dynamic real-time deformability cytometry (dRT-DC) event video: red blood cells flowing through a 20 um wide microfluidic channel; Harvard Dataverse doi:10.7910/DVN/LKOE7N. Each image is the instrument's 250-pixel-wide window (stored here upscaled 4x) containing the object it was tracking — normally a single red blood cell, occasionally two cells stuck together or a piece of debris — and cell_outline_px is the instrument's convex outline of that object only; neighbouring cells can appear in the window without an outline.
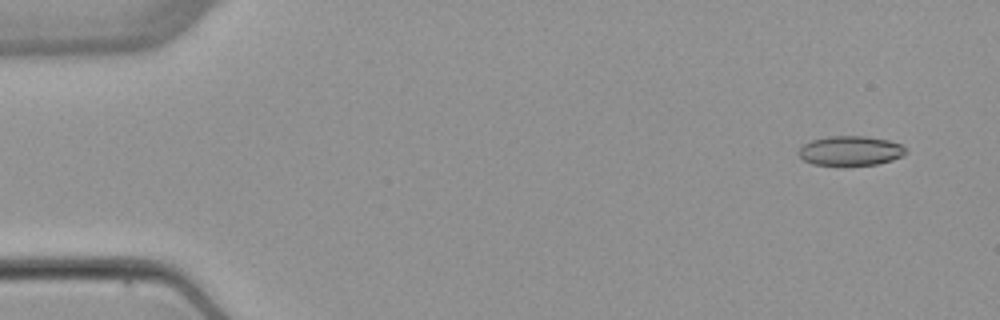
{"species": "common noctule bat (a hibernating species)", "species_latin": "Nyctalus noctula", "temperature_condition": "warm", "stored_images_in_passage": 5, "camera_frame_rate_fps": 3000, "um_per_image_px": 0.085, "animal": {"sex": "female", "body_mass_g": 22.7, "forearm_length_mm": 54.2}, "frame": {"image": 1, "passage_image": 1, "time_ms": 0.0, "image_size_px": [1000, 320], "cell_outline_px": [[908, 152], [904, 156], [892, 160], [876, 164], [844, 168], [812, 164], [804, 160], [800, 156], [800, 148], [804, 144], [812, 140], [828, 136], [864, 136], [888, 140], [900, 144], [908, 148]], "centroid_in_image_um": [72.32, 12.86], "position_along_channel_um": 12.7, "area_um2": 19.13}}
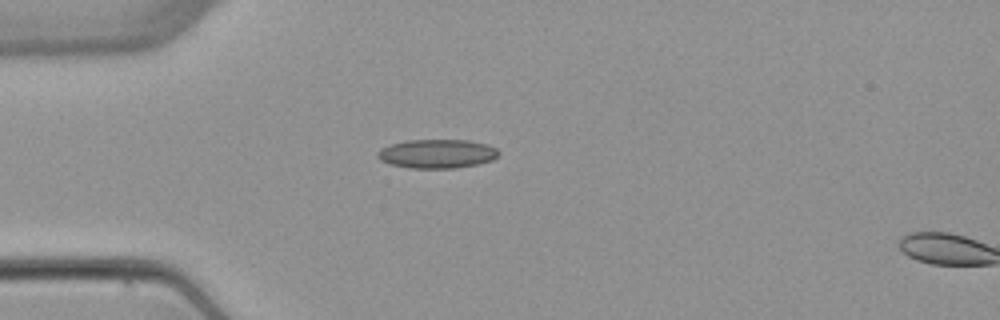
{"frame": {"image": 2, "passage_image": 4, "time_ms": 3.667, "image_size_px": [1000, 320], "cell_outline_px": [[500, 152], [492, 160], [480, 164], [456, 168], [408, 168], [392, 164], [380, 160], [376, 156], [376, 152], [380, 148], [392, 144], [408, 140], [468, 140], [488, 144], [496, 148]], "centroid_in_image_um": [37.16, 13.07], "position_along_channel_um": 47.8, "area_um2": 20.52}}